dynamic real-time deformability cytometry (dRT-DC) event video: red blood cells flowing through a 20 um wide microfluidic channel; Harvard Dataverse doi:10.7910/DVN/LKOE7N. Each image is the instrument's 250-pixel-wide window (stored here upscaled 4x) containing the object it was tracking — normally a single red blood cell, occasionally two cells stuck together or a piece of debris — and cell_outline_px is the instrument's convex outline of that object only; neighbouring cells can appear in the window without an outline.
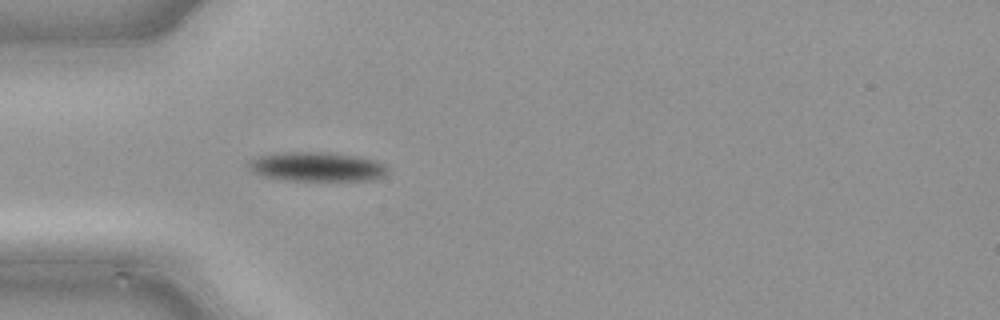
{"species": "common noctule bat (a hibernating species)", "species_latin": "Nyctalus noctula", "temperature_condition": "cold", "stored_images_in_passage": 40, "camera_frame_rate_fps": 3000, "um_per_image_px": 0.085, "animal": {"sex": "male", "body_mass_g": 21.5, "forearm_length_mm": 52.0}, "frame": {"image": 1, "passage_image": 7, "time_ms": 2.0, "image_size_px": [1000, 320], "cell_outline_px": [[388, 168], [380, 176], [368, 180], [292, 180], [264, 176], [252, 172], [248, 168], [248, 160], [256, 156], [276, 152], [332, 152], [360, 156], [376, 160], [388, 164]], "centroid_in_image_um": [26.9, 14.14], "position_along_channel_um": 58.1, "area_um2": 23.87}}
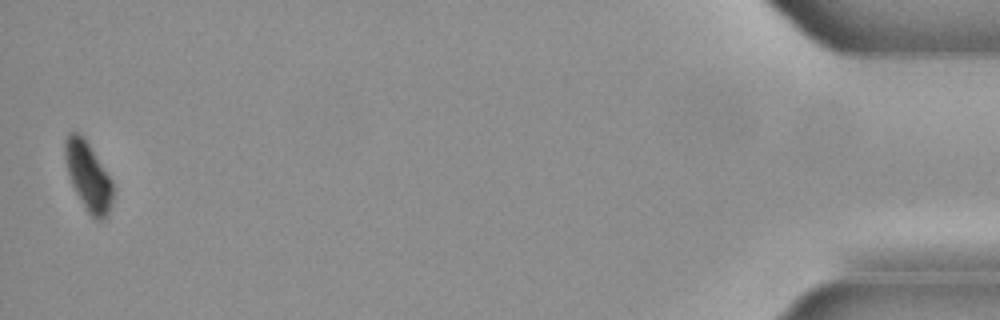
{"frame": {"image": 2, "passage_image": 40, "time_ms": 13.0, "image_size_px": [1000, 320], "cell_outline_px": [[112, 200], [108, 212], [104, 220], [96, 220], [84, 208], [72, 184], [68, 172], [64, 156], [64, 140], [68, 132], [76, 132], [84, 136], [112, 180]], "centroid_in_image_um": [7.48, 14.95], "position_along_channel_um": 427.7, "area_um2": 19.07}}